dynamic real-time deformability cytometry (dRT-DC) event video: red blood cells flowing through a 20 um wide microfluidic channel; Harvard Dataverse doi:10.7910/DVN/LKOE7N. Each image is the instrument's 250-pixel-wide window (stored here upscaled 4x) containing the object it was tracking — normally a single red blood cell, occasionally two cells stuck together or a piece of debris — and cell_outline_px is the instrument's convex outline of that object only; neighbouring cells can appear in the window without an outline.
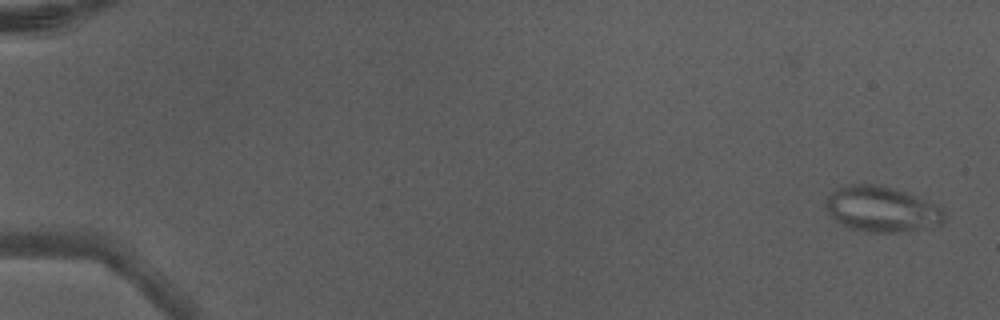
{"species": "Egyptian fruit bat (a non-hibernating species)", "species_latin": "Rousettus aegyptiacus", "temperature_condition": "warm", "stored_images_in_passage": 5, "camera_frame_rate_fps": 3000, "um_per_image_px": 0.085, "animal": {"sex": "male"}, "frame": {"image": 1, "passage_image": 5, "time_ms": 1.333, "image_size_px": [1000, 320], "cell_outline_px": [[944, 220], [940, 224], [928, 228], [904, 232], [864, 232], [848, 228], [836, 220], [828, 212], [828, 196], [832, 192], [844, 184], [880, 184], [904, 192], [936, 204], [944, 212]], "centroid_in_image_um": [74.96, 17.79], "position_along_channel_um": 10.0, "area_um2": 31.27}}